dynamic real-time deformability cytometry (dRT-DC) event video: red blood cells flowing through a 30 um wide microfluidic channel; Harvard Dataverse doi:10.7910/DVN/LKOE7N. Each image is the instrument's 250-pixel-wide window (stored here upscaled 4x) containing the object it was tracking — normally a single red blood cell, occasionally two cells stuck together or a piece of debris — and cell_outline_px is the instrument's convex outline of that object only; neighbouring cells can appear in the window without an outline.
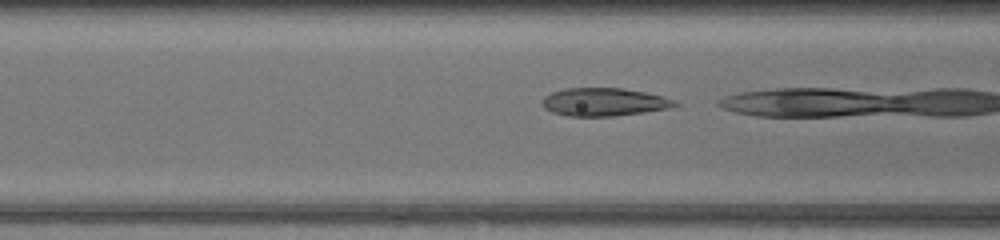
{"species": "common noctule bat (a hibernating species)", "species_latin": "Nyctalus noctula", "temperature_condition": "warm", "stored_images_in_passage": 7, "camera_frame_rate_fps": 3000, "um_per_image_px": 0.085, "animal": {"sex": "female", "body_mass_g": 17.0, "forearm_length_mm": 48.0}, "frame": {"image": 1, "passage_image": 6, "time_ms": 1.667, "image_size_px": [1000, 240], "cell_outline_px": [[680, 104], [668, 108], [616, 116], [568, 116], [552, 112], [544, 108], [544, 96], [552, 92], [568, 88], [620, 88], [644, 92], [660, 96], [672, 100]], "centroid_in_image_um": [51.31, 8.67], "position_along_channel_um": 115.3, "area_um2": 21.27}}